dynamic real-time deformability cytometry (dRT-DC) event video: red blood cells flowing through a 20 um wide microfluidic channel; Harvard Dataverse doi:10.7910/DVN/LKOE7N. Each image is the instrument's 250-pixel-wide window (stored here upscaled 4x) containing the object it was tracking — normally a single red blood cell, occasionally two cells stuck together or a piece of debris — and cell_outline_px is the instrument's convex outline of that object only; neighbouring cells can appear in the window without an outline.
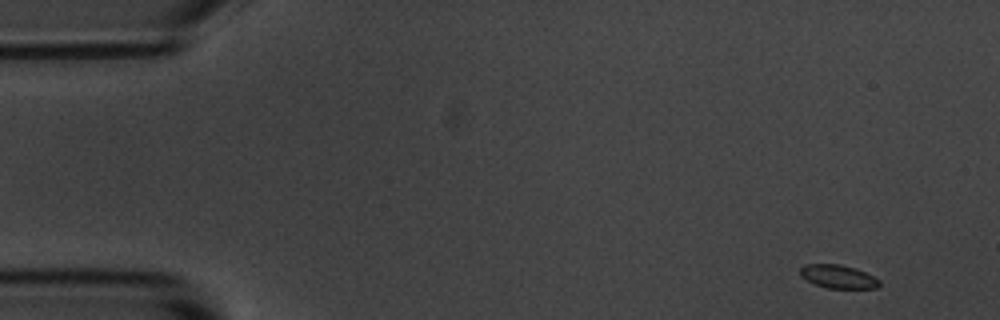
{"species": "common noctule bat (a hibernating species)", "species_latin": "Nyctalus noctula", "temperature_condition": "room temperature", "stored_images_in_passage": 5, "camera_frame_rate_fps": 3000, "um_per_image_px": 0.085, "animal": {"sex": "male", "body_mass_g": 20.1, "forearm_length_mm": 53.5}, "frame": {"image": 1, "passage_image": 1, "time_ms": 0.0, "image_size_px": [1000, 320], "cell_outline_px": [[880, 284], [876, 288], [828, 288], [816, 284], [800, 276], [800, 268], [804, 264], [840, 264], [856, 268], [880, 280]], "centroid_in_image_um": [71.23, 23.5], "position_along_channel_um": 13.8, "area_um2": 10.69}}
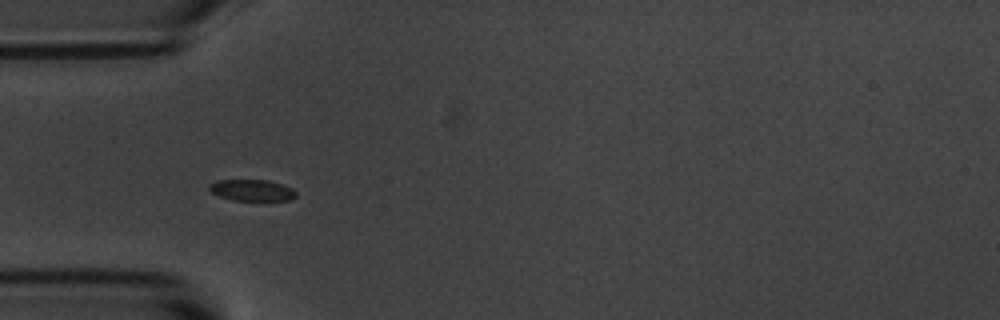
{"frame": {"image": 2, "passage_image": 4, "time_ms": 1.0, "image_size_px": [1000, 320], "cell_outline_px": [[296, 196], [288, 200], [268, 204], [232, 200], [220, 196], [212, 192], [208, 188], [208, 184], [220, 180], [268, 180], [292, 188], [296, 192]], "centroid_in_image_um": [21.47, 16.23], "position_along_channel_um": 63.5, "area_um2": 11.44}}